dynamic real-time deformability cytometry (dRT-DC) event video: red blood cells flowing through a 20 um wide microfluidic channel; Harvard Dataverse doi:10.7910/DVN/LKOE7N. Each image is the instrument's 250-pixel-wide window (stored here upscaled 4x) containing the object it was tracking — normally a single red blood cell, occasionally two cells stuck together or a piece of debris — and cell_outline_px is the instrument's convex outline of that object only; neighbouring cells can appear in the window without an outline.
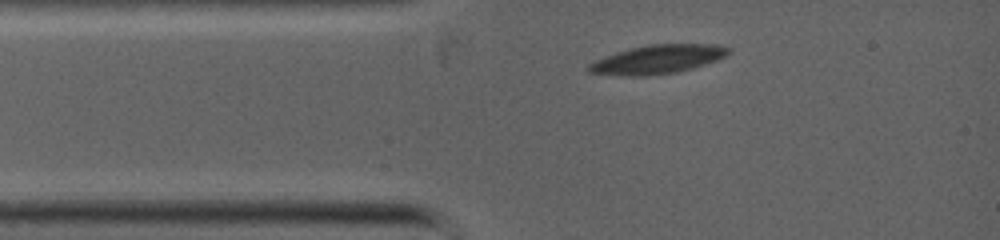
{"species": "common noctule bat (a hibernating species)", "species_latin": "Nyctalus noctula", "temperature_condition": "warm", "stored_images_in_passage": 2, "camera_frame_rate_fps": 5000, "um_per_image_px": 0.085, "animal": {"sex": "female", "body_mass_g": 19.0, "forearm_length_mm": 53.3}, "frame": {"image": 1, "passage_image": 2, "time_ms": 1.2, "image_size_px": [1000, 240], "cell_outline_px": [[732, 52], [728, 56], [680, 72], [644, 76], [628, 76], [588, 72], [588, 64], [596, 60], [616, 52], [648, 44], [716, 44], [728, 48]], "centroid_in_image_um": [55.93, 5.04], "position_along_channel_um": 29.1, "area_um2": 23.35}}